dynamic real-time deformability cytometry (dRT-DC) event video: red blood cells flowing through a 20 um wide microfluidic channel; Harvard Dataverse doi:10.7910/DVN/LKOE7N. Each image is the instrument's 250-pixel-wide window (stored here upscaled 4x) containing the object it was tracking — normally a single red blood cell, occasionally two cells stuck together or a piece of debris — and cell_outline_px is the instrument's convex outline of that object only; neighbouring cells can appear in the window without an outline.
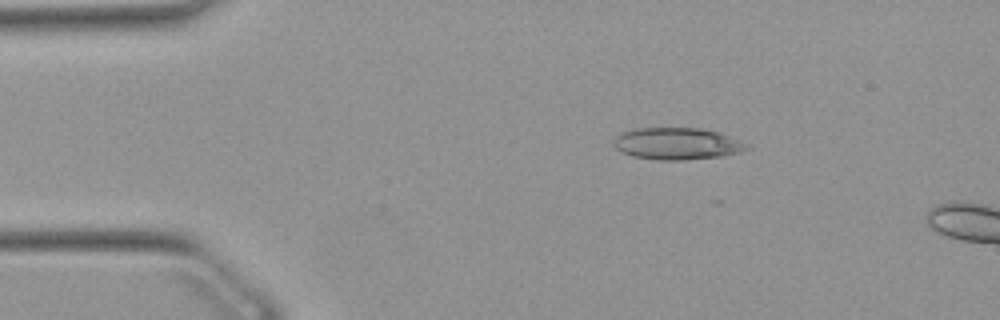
{"species": "Egyptian fruit bat (a non-hibernating species)", "species_latin": "Rousettus aegyptiacus", "temperature_condition": "warm", "stored_images_in_passage": 4, "camera_frame_rate_fps": 3000, "um_per_image_px": 0.085, "animal": {"sex": "female"}, "frame": {"image": 1, "passage_image": 1, "time_ms": 0.0, "image_size_px": [1000, 320], "cell_outline_px": [[748, 148], [740, 152], [720, 156], [684, 160], [656, 160], [632, 156], [616, 148], [612, 144], [612, 140], [616, 136], [624, 132], [640, 128], [700, 128], [720, 132], [740, 140], [748, 144]], "centroid_in_image_um": [57.55, 12.21], "position_along_channel_um": 27.4, "area_um2": 24.68}}